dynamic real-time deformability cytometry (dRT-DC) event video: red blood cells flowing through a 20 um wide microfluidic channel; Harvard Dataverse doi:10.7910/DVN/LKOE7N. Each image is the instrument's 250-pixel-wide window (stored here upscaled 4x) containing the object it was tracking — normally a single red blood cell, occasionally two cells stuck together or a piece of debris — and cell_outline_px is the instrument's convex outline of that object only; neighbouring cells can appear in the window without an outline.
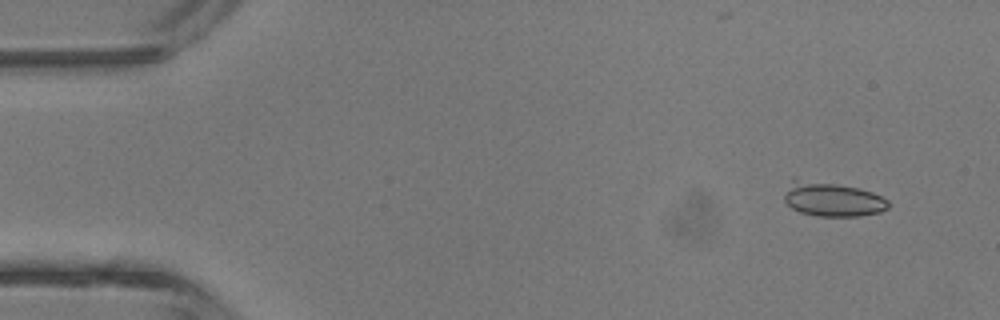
{"species": "common noctule bat (a hibernating species)", "species_latin": "Nyctalus noctula", "temperature_condition": "room temperature", "stored_images_in_passage": 3, "camera_frame_rate_fps": 3000, "um_per_image_px": 0.085, "animal": {"sex": "male", "body_mass_g": 13.3}, "frame": {"image": 1, "passage_image": 1, "time_ms": 0.0, "image_size_px": [1000, 320], "cell_outline_px": [[888, 208], [880, 212], [860, 216], [816, 216], [800, 212], [792, 208], [784, 200], [784, 196], [792, 176], [796, 176], [860, 188], [872, 192], [888, 200]], "centroid_in_image_um": [70.69, 16.9], "position_along_channel_um": 14.3, "area_um2": 21.27}}